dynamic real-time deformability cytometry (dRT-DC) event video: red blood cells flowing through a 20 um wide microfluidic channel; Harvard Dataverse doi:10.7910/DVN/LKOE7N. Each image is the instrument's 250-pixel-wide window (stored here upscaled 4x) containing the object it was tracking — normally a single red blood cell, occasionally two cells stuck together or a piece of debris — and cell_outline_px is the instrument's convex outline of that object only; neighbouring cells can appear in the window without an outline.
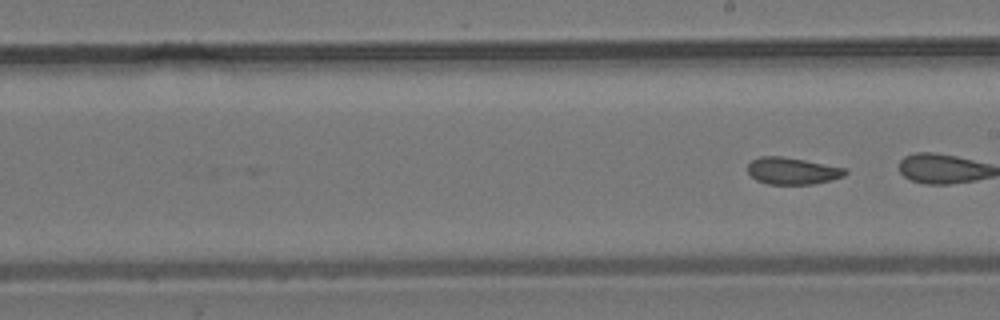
{"species": "common noctule bat (a hibernating species)", "species_latin": "Nyctalus noctula", "temperature_condition": "room temperature", "stored_images_in_passage": 28, "camera_frame_rate_fps": 3000, "um_per_image_px": 0.085, "animal": {"sex": "male", "body_mass_g": 19.2, "forearm_length_mm": 51.8}, "frame": {"image": 1, "passage_image": 28, "time_ms": 9.0, "image_size_px": [1000, 320], "cell_outline_px": [[848, 172], [844, 176], [832, 180], [812, 184], [768, 184], [756, 180], [748, 172], [748, 164], [752, 160], [760, 156], [784, 156], [844, 168]], "centroid_in_image_um": [67.34, 14.53], "position_along_channel_um": 221.7, "area_um2": 15.2}}